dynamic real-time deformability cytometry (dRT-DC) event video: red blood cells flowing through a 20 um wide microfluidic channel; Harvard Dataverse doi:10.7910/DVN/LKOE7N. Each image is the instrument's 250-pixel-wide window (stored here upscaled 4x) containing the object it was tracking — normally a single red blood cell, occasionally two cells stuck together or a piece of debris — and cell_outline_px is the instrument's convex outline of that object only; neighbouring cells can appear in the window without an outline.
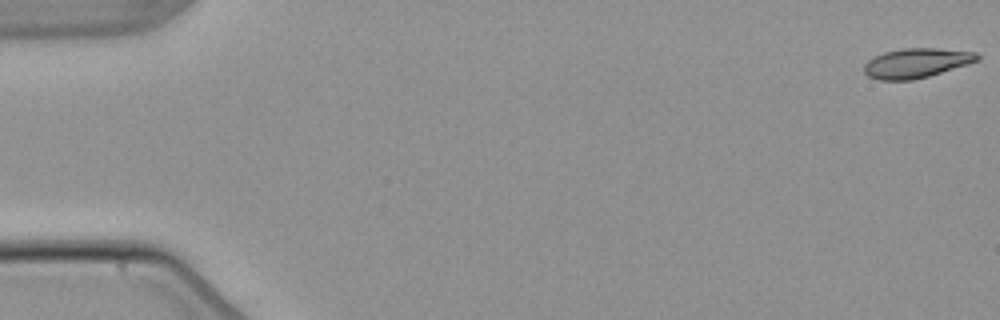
{"species": "common noctule bat (a hibernating species)", "species_latin": "Nyctalus noctula", "temperature_condition": "warm", "stored_images_in_passage": 11, "camera_frame_rate_fps": 3000, "um_per_image_px": 0.085, "animal": {"sex": "male", "body_mass_g": 21.5, "forearm_length_mm": 52.0}, "frame": {"image": 1, "passage_image": 1, "time_ms": 0.0, "image_size_px": [1000, 320], "cell_outline_px": [[980, 60], [968, 64], [928, 76], [912, 80], [880, 80], [868, 76], [864, 72], [864, 64], [868, 60], [884, 52], [904, 48], [936, 48], [976, 52], [980, 56]], "centroid_in_image_um": [77.9, 5.35], "position_along_channel_um": 7.1, "area_um2": 19.42}}